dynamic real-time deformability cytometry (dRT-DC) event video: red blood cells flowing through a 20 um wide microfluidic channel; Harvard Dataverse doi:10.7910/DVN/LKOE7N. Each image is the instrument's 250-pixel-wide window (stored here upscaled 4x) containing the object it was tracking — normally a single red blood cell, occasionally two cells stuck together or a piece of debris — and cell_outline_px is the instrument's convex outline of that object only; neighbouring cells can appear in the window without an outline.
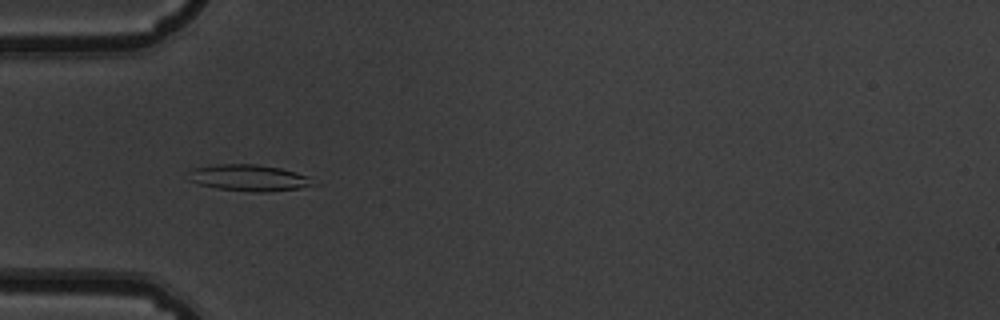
{"species": "common noctule bat (a hibernating species)", "species_latin": "Nyctalus noctula", "temperature_condition": "warm", "stored_images_in_passage": 47, "camera_frame_rate_fps": 3000, "um_per_image_px": 0.085, "animal": {"sex": "male", "body_mass_g": 19.5, "forearm_length_mm": 54.6}, "frame": {"image": 1, "passage_image": 11, "time_ms": 3.333, "image_size_px": [1000, 320], "cell_outline_px": [[320, 184], [296, 188], [264, 192], [256, 192], [216, 188], [200, 184], [188, 180], [188, 172], [192, 168], [216, 164], [256, 164], [280, 168], [312, 176]], "centroid_in_image_um": [21.2, 15.1], "position_along_channel_um": 63.8, "area_um2": 19.42}}
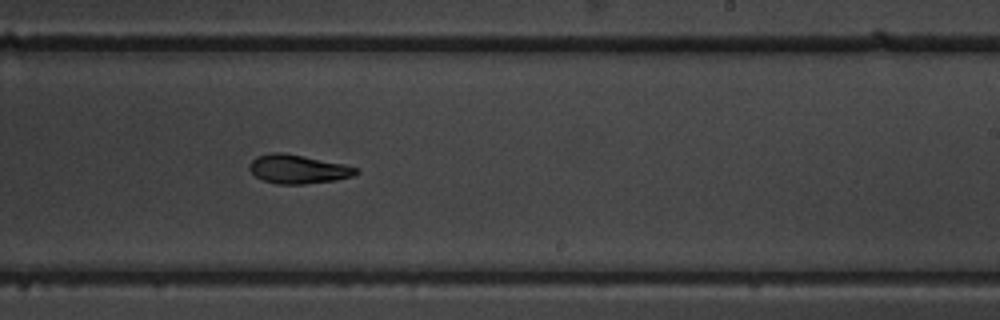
{"frame": {"image": 2, "passage_image": 27, "time_ms": 8.667, "image_size_px": [1000, 320], "cell_outline_px": [[360, 172], [352, 176], [336, 180], [304, 184], [276, 184], [264, 180], [256, 176], [248, 168], [248, 164], [256, 156], [272, 152], [284, 152], [344, 164], [356, 168]], "centroid_in_image_um": [25.31, 14.37], "position_along_channel_um": 263.7, "area_um2": 17.92}}
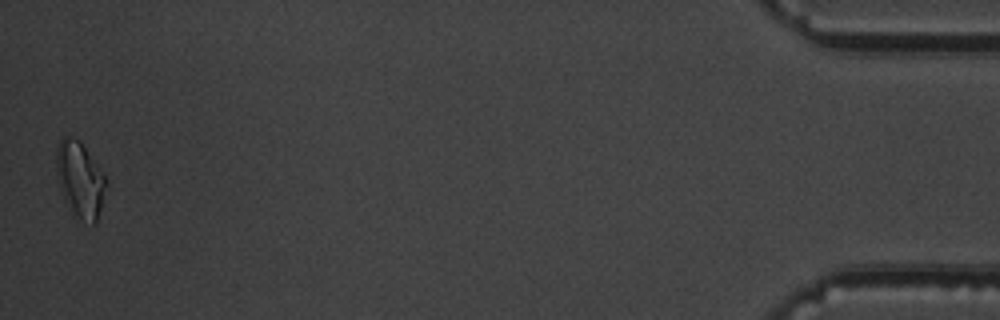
{"frame": {"image": 3, "passage_image": 47, "time_ms": 15.333, "image_size_px": [1000, 320], "cell_outline_px": [[108, 180], [96, 224], [92, 224], [72, 216], [64, 200], [60, 188], [56, 172], [56, 148], [60, 140], [64, 136], [68, 136], [80, 140]], "centroid_in_image_um": [6.79, 15.28], "position_along_channel_um": 428.4, "area_um2": 22.2}, "authors_computed_cell_mechanics": {"area_um2": 18.2648, "velocity_mm_per_s": 3.783, "shape_relaxation_time_tau1_ms": 10.8374, "shape_relaxation_time_tau2_ms": null, "deformation_change_tau1": 0.2906, "deformation_change_tau2": null}}